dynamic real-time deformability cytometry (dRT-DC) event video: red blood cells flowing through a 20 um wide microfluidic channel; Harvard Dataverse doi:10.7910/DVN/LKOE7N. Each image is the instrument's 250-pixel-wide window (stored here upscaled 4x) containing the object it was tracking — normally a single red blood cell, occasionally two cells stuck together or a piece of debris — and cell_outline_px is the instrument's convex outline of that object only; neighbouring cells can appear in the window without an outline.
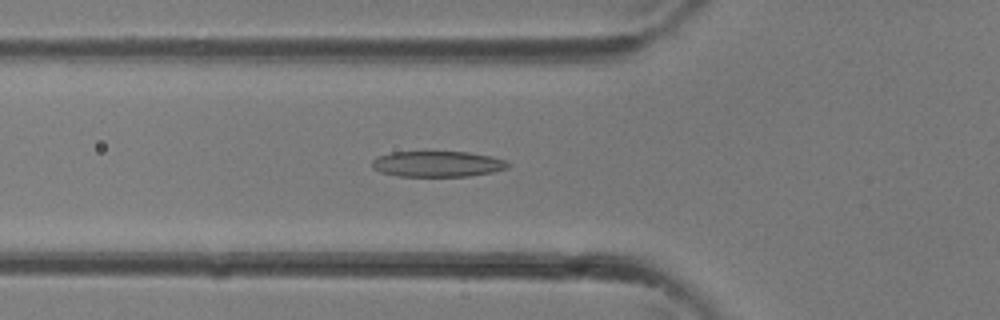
{"species": "common noctule bat (a hibernating species)", "species_latin": "Nyctalus noctula", "temperature_condition": "room temperature", "stored_images_in_passage": 20, "camera_frame_rate_fps": 3000, "um_per_image_px": 0.085, "animal": {"sex": "female"}, "frame": {"image": 1, "passage_image": 11, "time_ms": 3.333, "image_size_px": [1000, 320], "cell_outline_px": [[512, 164], [508, 168], [492, 172], [468, 176], [400, 176], [380, 172], [372, 168], [372, 160], [380, 156], [392, 152], [468, 152], [492, 156], [508, 160]], "centroid_in_image_um": [37.25, 13.93], "position_along_channel_um": 88.6, "area_um2": 20.46}}
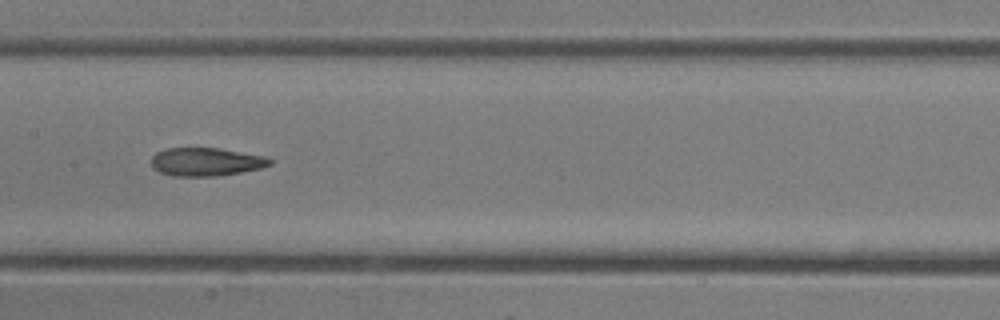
{"frame": {"image": 2, "passage_image": 16, "time_ms": 5.0, "image_size_px": [1000, 320], "cell_outline_px": [[272, 164], [260, 168], [220, 176], [172, 176], [160, 172], [152, 168], [152, 156], [156, 152], [164, 148], [216, 148], [264, 156], [272, 160]], "centroid_in_image_um": [17.47, 13.76], "position_along_channel_um": 189.9, "area_um2": 19.48}}
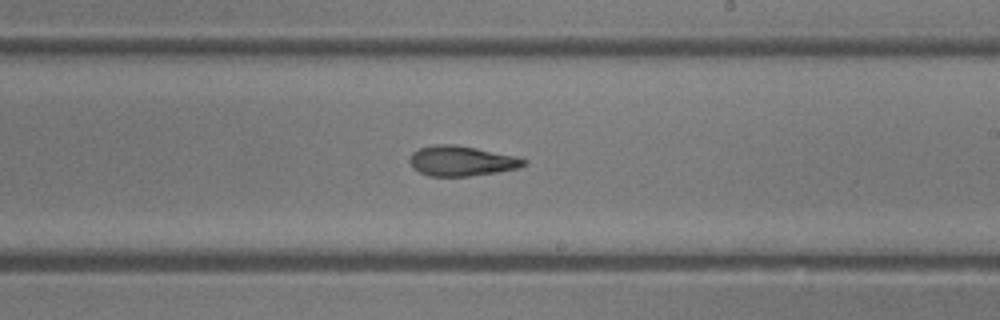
{"frame": {"image": 3, "passage_image": 19, "time_ms": 6.0, "image_size_px": [1000, 320], "cell_outline_px": [[528, 164], [520, 168], [496, 172], [468, 176], [428, 176], [412, 168], [408, 160], [412, 152], [420, 148], [432, 144], [456, 144], [516, 156], [528, 160]], "centroid_in_image_um": [39.22, 13.67], "position_along_channel_um": 249.8, "area_um2": 20.23}}